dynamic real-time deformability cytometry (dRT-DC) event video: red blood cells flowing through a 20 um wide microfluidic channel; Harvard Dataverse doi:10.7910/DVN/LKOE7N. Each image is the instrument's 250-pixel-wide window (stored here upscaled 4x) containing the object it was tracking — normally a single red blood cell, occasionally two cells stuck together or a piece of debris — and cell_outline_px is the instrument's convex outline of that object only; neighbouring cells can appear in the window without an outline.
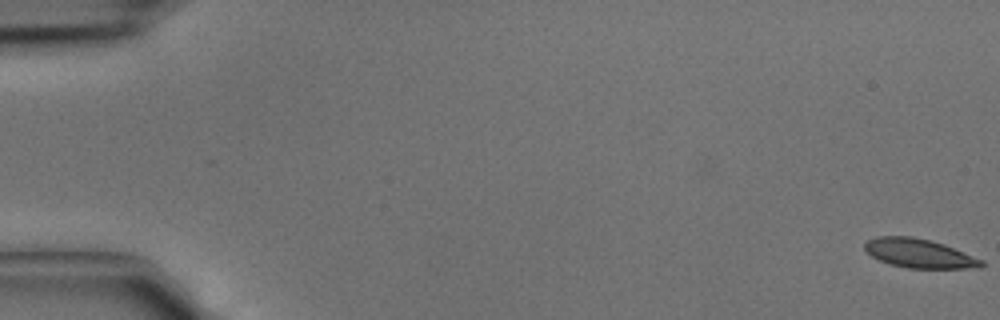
{"species": "common noctule bat (a hibernating species)", "species_latin": "Nyctalus noctula", "temperature_condition": "cold", "stored_images_in_passage": 44, "camera_frame_rate_fps": 3000, "um_per_image_px": 0.085, "animal": {"sex": "male", "body_mass_g": 15.6}, "frame": {"image": 1, "passage_image": 1, "time_ms": 0.0, "image_size_px": [1000, 320], "cell_outline_px": [[984, 264], [980, 268], [908, 268], [888, 264], [872, 256], [864, 248], [864, 244], [868, 240], [876, 236], [912, 236], [944, 244], [984, 260]], "centroid_in_image_um": [78.14, 21.54], "position_along_channel_um": 6.9, "area_um2": 19.71}}
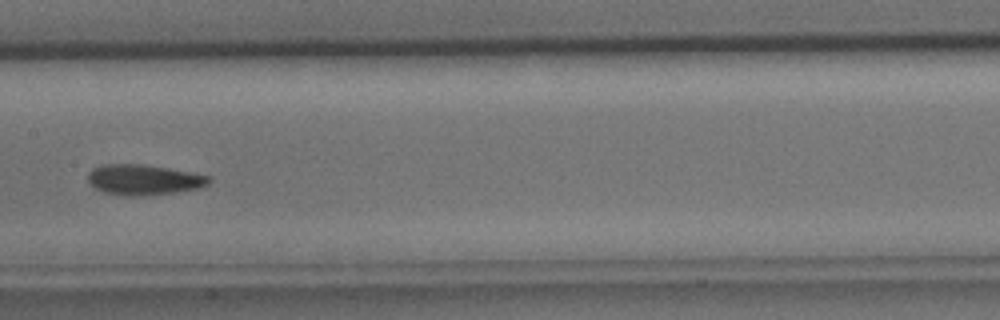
{"frame": {"image": 2, "passage_image": 23, "time_ms": 7.333, "image_size_px": [1000, 320], "cell_outline_px": [[212, 180], [208, 184], [200, 188], [172, 192], [136, 196], [128, 196], [104, 192], [96, 188], [88, 180], [88, 172], [92, 168], [104, 164], [140, 164], [168, 168], [212, 176]], "centroid_in_image_um": [12.23, 15.26], "position_along_channel_um": 195.2, "area_um2": 21.27}}
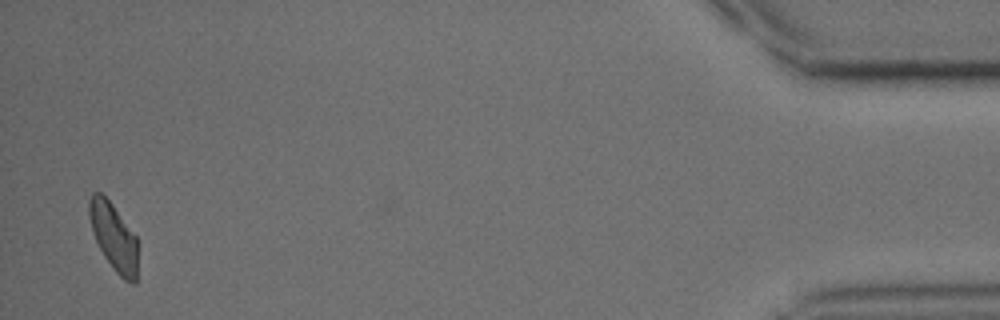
{"frame": {"image": 3, "passage_image": 43, "time_ms": 14.0, "image_size_px": [1000, 320], "cell_outline_px": [[136, 284], [132, 284], [124, 280], [112, 268], [104, 256], [92, 232], [88, 216], [88, 200], [92, 192], [100, 192], [112, 204], [136, 236]], "centroid_in_image_um": [9.63, 20.12], "position_along_channel_um": 425.6, "area_um2": 18.96}}